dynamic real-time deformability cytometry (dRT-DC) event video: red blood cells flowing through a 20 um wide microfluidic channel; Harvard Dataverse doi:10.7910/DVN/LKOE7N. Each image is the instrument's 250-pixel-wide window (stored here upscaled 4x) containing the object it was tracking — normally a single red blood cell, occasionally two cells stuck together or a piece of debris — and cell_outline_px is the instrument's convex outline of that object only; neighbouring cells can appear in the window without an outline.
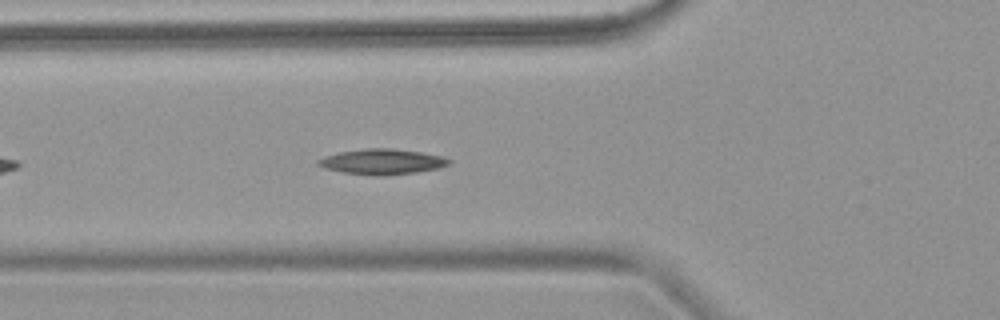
{"species": "common noctule bat (a hibernating species)", "species_latin": "Nyctalus noctula", "temperature_condition": "warm", "stored_images_in_passage": 2, "camera_frame_rate_fps": 3000, "um_per_image_px": 0.085, "animal": {"sex": "female", "body_mass_g": 18.4}, "frame": {"image": 1, "passage_image": 2, "time_ms": 1.0, "image_size_px": [1000, 320], "cell_outline_px": [[452, 164], [440, 168], [416, 172], [380, 176], [376, 176], [344, 172], [324, 168], [316, 164], [316, 160], [324, 156], [340, 152], [364, 148], [392, 148], [420, 152], [444, 156], [452, 160]], "centroid_in_image_um": [32.51, 13.74], "position_along_channel_um": 93.3, "area_um2": 19.54}}